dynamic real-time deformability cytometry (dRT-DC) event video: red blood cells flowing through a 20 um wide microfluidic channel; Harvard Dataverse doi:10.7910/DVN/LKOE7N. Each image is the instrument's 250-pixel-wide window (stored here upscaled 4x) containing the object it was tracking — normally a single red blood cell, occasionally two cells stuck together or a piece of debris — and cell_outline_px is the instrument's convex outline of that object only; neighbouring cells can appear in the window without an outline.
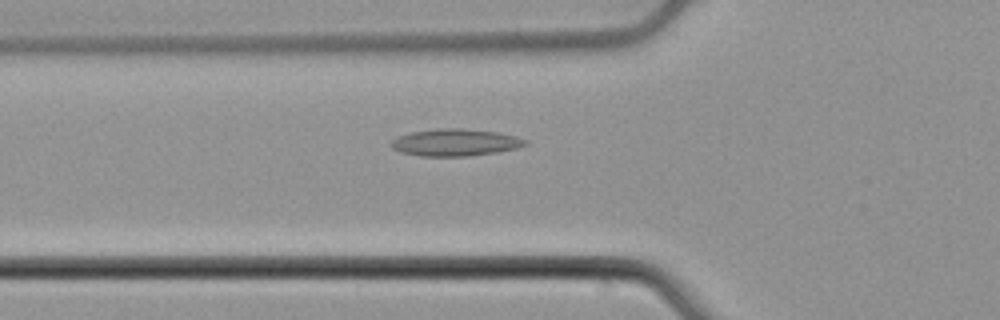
{"species": "common noctule bat (a hibernating species)", "species_latin": "Nyctalus noctula", "temperature_condition": "cold", "stored_images_in_passage": 3, "camera_frame_rate_fps": 3000, "um_per_image_px": 0.085, "animal": {"sex": "male", "body_mass_g": 21.5, "forearm_length_mm": 52.0}, "frame": {"image": 1, "passage_image": 3, "time_ms": 0.667, "image_size_px": [1000, 320], "cell_outline_px": [[528, 144], [516, 148], [496, 152], [468, 156], [420, 156], [400, 152], [392, 148], [388, 144], [392, 140], [400, 136], [412, 132], [436, 128], [460, 128], [496, 132], [516, 136], [528, 140]], "centroid_in_image_um": [38.68, 12.11], "position_along_channel_um": 87.1, "area_um2": 21.15}}